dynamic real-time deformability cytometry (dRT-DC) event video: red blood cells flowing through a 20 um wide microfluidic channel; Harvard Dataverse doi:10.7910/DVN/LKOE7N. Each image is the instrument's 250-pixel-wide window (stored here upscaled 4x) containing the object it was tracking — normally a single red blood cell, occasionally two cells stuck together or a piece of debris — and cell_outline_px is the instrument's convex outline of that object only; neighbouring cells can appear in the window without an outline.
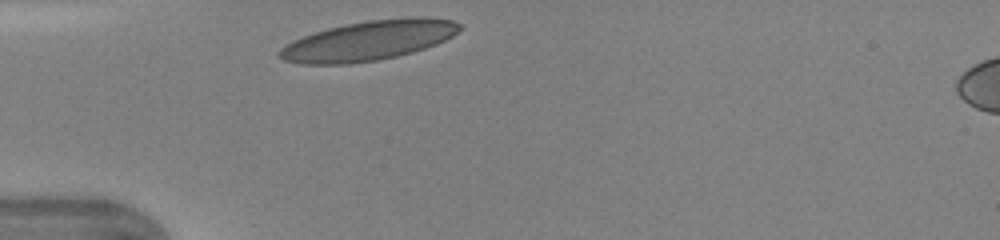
{"species": "human", "species_latin": "Homo sapiens", "temperature_condition": "warm", "stored_images_in_passage": 26, "camera_frame_rate_fps": 3000, "um_per_image_px": 0.085, "donor": {"sex": "female"}, "frame": {"image": 1, "passage_image": 1, "time_ms": 0.0, "image_size_px": [1000, 240], "cell_outline_px": [[460, 28], [452, 36], [436, 44], [412, 52], [396, 56], [376, 60], [348, 64], [300, 64], [284, 60], [276, 56], [276, 52], [280, 48], [292, 40], [328, 28], [344, 24], [368, 20], [416, 16], [428, 16], [452, 20], [460, 24]], "centroid_in_image_um": [31.3, 3.44], "position_along_channel_um": 53.7, "area_um2": 41.73}}
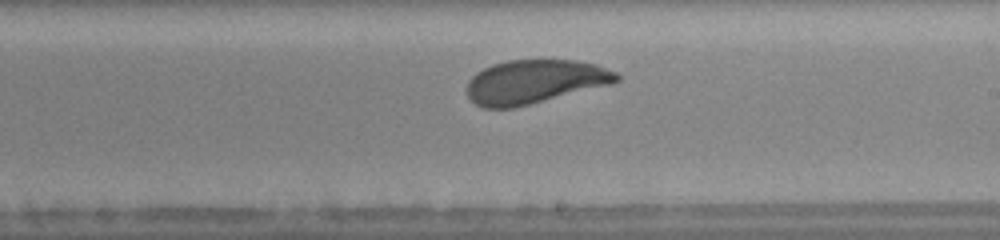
{"frame": {"image": 2, "passage_image": 15, "time_ms": 4.667, "image_size_px": [1000, 240], "cell_outline_px": [[620, 80], [612, 84], [512, 108], [484, 108], [476, 104], [468, 96], [468, 80], [476, 72], [492, 64], [508, 60], [576, 60], [596, 64], [616, 72], [620, 76]], "centroid_in_image_um": [45.46, 6.93], "position_along_channel_um": 243.5, "area_um2": 38.03}}
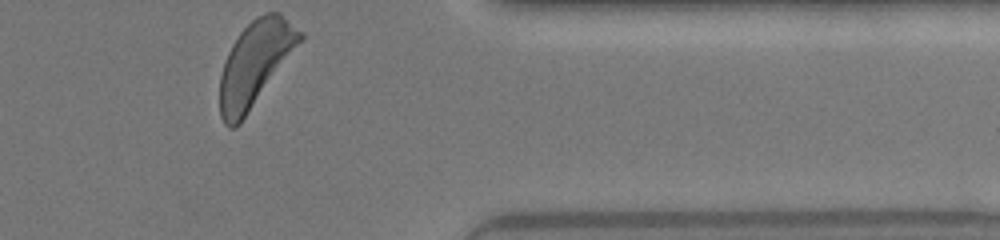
{"frame": {"image": 3, "passage_image": 26, "time_ms": 8.333, "image_size_px": [1000, 240], "cell_outline_px": [[304, 40], [240, 124], [236, 128], [228, 128], [224, 124], [220, 116], [220, 76], [228, 52], [232, 44], [240, 32], [256, 16], [264, 12], [280, 12], [304, 36]], "centroid_in_image_um": [21.7, 5.43], "position_along_channel_um": 389.7, "area_um2": 39.65}, "authors_computed_cell_mechanics": {"area_um2": 38.7838, "velocity_mm_per_s": 4.3325, "shape_relaxation_time_tau1_ms": 2.6951, "shape_relaxation_time_tau2_ms": 0.695, "deformation_change_tau1": 0.1278, "deformation_change_tau2": 0.0683}}